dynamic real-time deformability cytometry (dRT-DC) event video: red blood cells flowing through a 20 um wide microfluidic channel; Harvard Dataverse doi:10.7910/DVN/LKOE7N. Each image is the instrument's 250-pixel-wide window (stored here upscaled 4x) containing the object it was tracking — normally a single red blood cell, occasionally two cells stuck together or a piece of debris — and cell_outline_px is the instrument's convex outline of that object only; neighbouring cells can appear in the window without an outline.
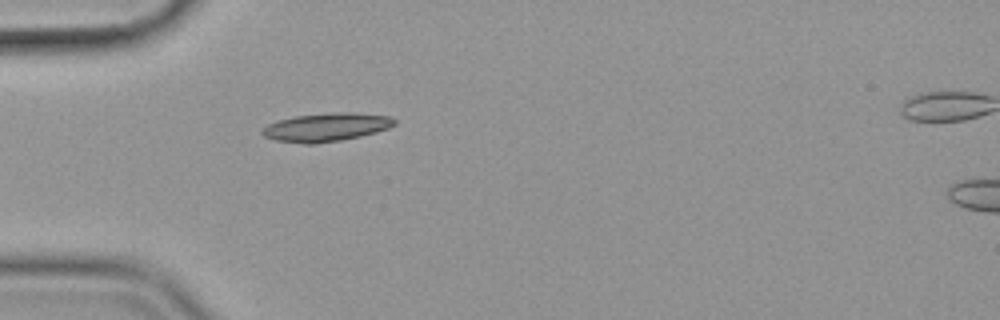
{"species": "common noctule bat (a hibernating species)", "species_latin": "Nyctalus noctula", "temperature_condition": "cold", "stored_images_in_passage": 40, "camera_frame_rate_fps": 3000, "um_per_image_px": 0.085, "animal": {"sex": "female", "body_mass_g": 19.9}, "frame": {"image": 1, "passage_image": 1, "time_ms": 0.0, "image_size_px": [1000, 320], "cell_outline_px": [[396, 124], [388, 128], [376, 132], [360, 136], [340, 140], [316, 144], [304, 144], [276, 140], [264, 136], [260, 132], [268, 124], [280, 120], [296, 116], [332, 112], [352, 112], [392, 116], [396, 120]], "centroid_in_image_um": [27.77, 10.81], "position_along_channel_um": 57.2, "area_um2": 21.85}}
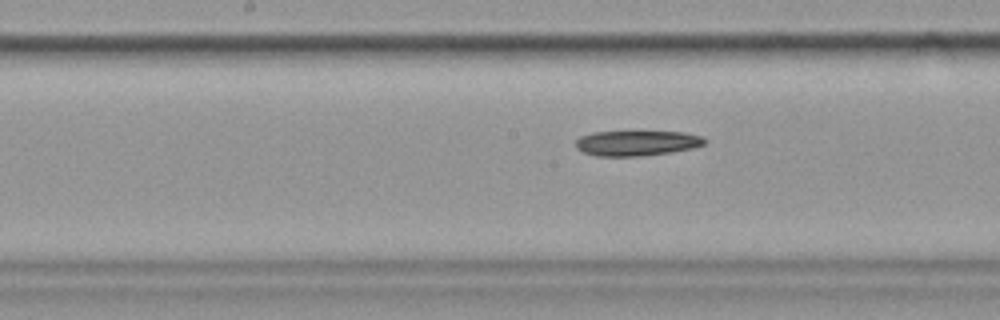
{"frame": {"image": 2, "passage_image": 13, "time_ms": 4.0, "image_size_px": [1000, 320], "cell_outline_px": [[708, 140], [704, 144], [696, 148], [672, 152], [640, 156], [596, 156], [584, 152], [576, 148], [576, 140], [580, 136], [592, 132], [684, 132], [704, 136]], "centroid_in_image_um": [54.18, 12.16], "position_along_channel_um": 194.0, "area_um2": 19.07}}
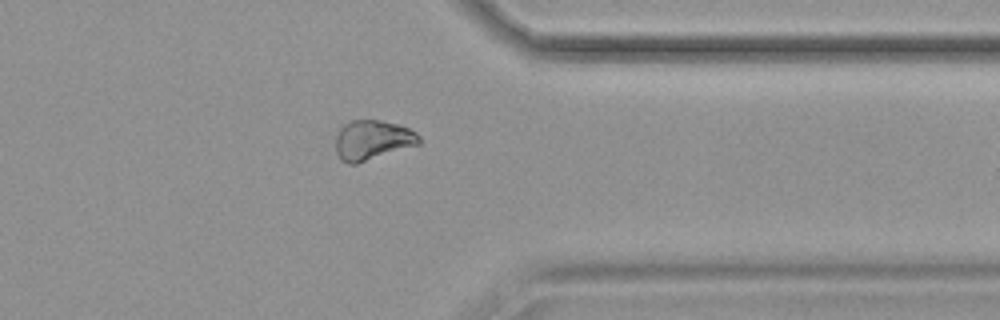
{"frame": {"image": 3, "passage_image": 29, "time_ms": 9.333, "image_size_px": [1000, 320], "cell_outline_px": [[420, 144], [356, 164], [348, 164], [340, 160], [336, 152], [336, 136], [340, 128], [348, 120], [380, 120], [400, 124], [416, 132], [420, 136]], "centroid_in_image_um": [31.65, 11.9], "position_along_channel_um": 379.7, "area_um2": 19.54}}